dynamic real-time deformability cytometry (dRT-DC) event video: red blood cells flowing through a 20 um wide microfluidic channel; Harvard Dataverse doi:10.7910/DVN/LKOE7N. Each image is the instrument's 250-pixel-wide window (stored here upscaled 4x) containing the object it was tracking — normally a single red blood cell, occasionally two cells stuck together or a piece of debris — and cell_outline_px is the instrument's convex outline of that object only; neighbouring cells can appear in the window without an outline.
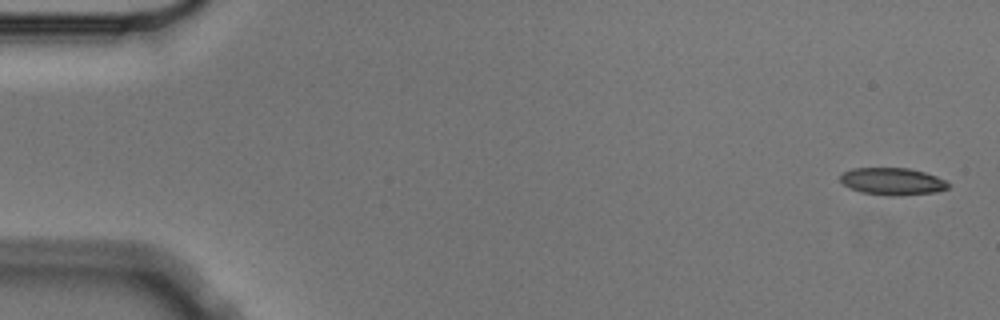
{"species": "Egyptian fruit bat (a non-hibernating species)", "species_latin": "Rousettus aegyptiacus", "temperature_condition": "cold", "stored_images_in_passage": 6, "camera_frame_rate_fps": 3000, "um_per_image_px": 0.085, "animal": {"sex": "male"}, "frame": {"image": 1, "passage_image": 1, "time_ms": 0.0, "image_size_px": [1000, 320], "cell_outline_px": [[948, 188], [936, 192], [900, 196], [892, 196], [860, 192], [844, 184], [840, 180], [840, 176], [844, 172], [852, 168], [908, 168], [924, 172], [936, 176], [944, 180], [948, 184]], "centroid_in_image_um": [75.85, 15.42], "position_along_channel_um": 9.1, "area_um2": 16.99}}
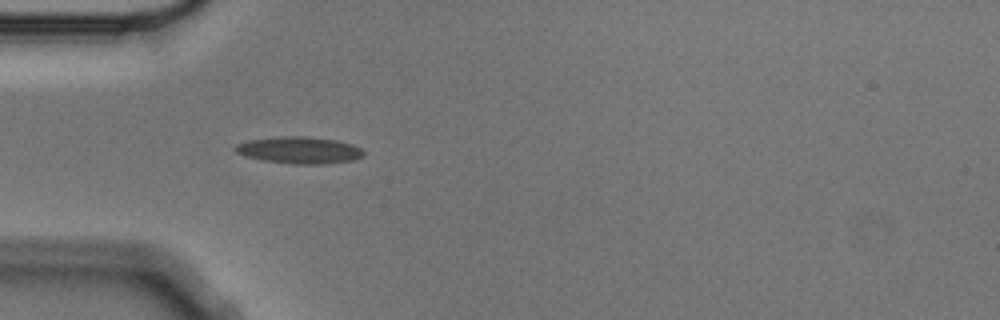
{"frame": {"image": 2, "passage_image": 5, "time_ms": 1.333, "image_size_px": [1000, 320], "cell_outline_px": [[364, 156], [352, 160], [324, 164], [292, 164], [264, 160], [248, 156], [236, 152], [236, 144], [248, 140], [280, 136], [304, 136], [336, 140], [352, 144], [360, 148], [364, 152]], "centroid_in_image_um": [25.47, 12.76], "position_along_channel_um": 59.5, "area_um2": 19.88}}
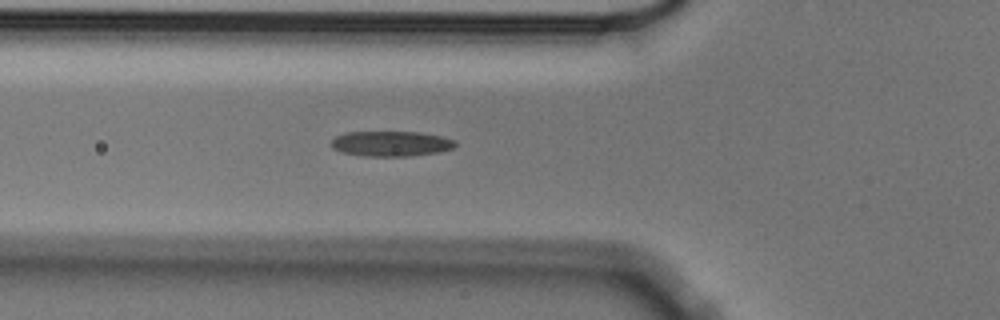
{"frame": {"image": 3, "passage_image": 6, "time_ms": 1.667, "image_size_px": [1000, 320], "cell_outline_px": [[456, 144], [452, 148], [440, 152], [408, 156], [364, 156], [344, 152], [332, 148], [332, 140], [336, 136], [348, 132], [420, 132], [440, 136], [456, 140]], "centroid_in_image_um": [33.26, 12.21], "position_along_channel_um": 92.5, "area_um2": 18.09}}